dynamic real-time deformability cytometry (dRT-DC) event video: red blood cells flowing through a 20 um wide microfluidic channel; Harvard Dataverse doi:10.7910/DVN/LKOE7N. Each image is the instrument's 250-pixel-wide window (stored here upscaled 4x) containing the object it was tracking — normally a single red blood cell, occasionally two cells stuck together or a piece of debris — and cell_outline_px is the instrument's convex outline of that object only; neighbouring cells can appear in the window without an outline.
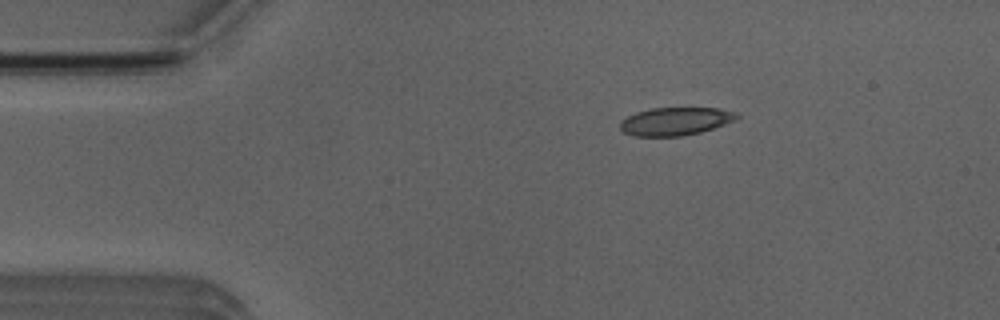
{"species": "Egyptian fruit bat (a non-hibernating species)", "species_latin": "Rousettus aegyptiacus", "temperature_condition": "room temperature", "stored_images_in_passage": 6, "camera_frame_rate_fps": 3000, "um_per_image_px": 0.085, "animal": {"sex": "male"}, "frame": {"image": 1, "passage_image": 1, "time_ms": 0.0, "image_size_px": [1000, 320], "cell_outline_px": [[740, 116], [724, 124], [700, 132], [680, 136], [632, 136], [624, 132], [620, 128], [620, 120], [636, 112], [652, 108], [720, 108], [736, 112]], "centroid_in_image_um": [57.37, 10.3], "position_along_channel_um": 27.6, "area_um2": 18.9}}
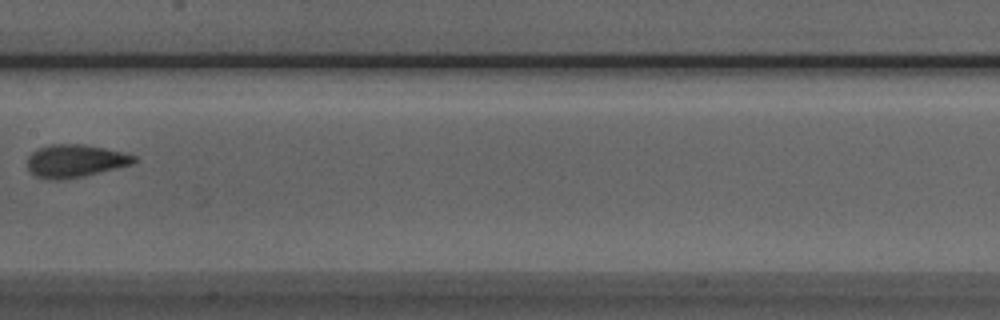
{"frame": {"image": 2, "passage_image": 6, "time_ms": 5.667, "image_size_px": [1000, 320], "cell_outline_px": [[136, 160], [132, 164], [84, 176], [60, 180], [52, 180], [36, 176], [28, 168], [28, 156], [32, 152], [48, 144], [84, 144], [124, 152], [136, 156]], "centroid_in_image_um": [6.39, 13.67], "position_along_channel_um": 201.0, "area_um2": 20.29}}